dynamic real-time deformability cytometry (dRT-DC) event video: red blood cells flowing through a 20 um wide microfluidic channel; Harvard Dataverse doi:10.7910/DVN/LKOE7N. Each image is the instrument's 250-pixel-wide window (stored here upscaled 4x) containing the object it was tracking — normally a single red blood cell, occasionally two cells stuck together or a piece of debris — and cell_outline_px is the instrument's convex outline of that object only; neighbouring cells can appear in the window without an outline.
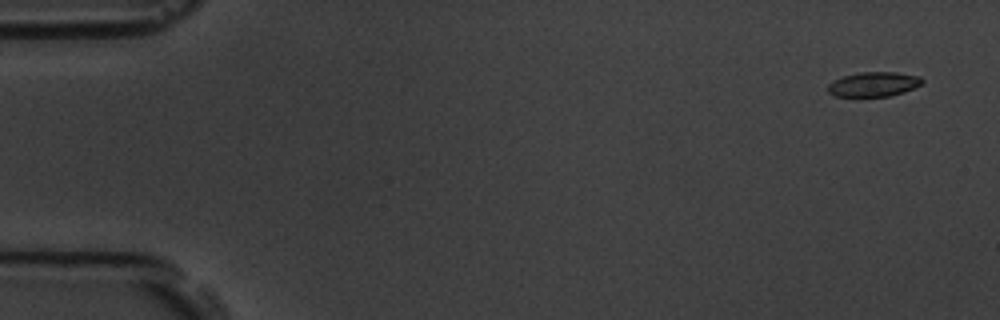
{"species": "common noctule bat (a hibernating species)", "species_latin": "Nyctalus noctula", "temperature_condition": "room temperature", "stored_images_in_passage": 4, "camera_frame_rate_fps": 3000, "um_per_image_px": 0.085, "animal": {"sex": "male", "body_mass_g": 19.5, "forearm_length_mm": 54.6}, "frame": {"image": 1, "passage_image": 1, "time_ms": 0.0, "image_size_px": [1000, 320], "cell_outline_px": [[924, 80], [916, 88], [904, 92], [888, 96], [836, 96], [828, 92], [828, 84], [844, 76], [860, 72], [896, 72], [920, 76]], "centroid_in_image_um": [74.3, 7.16], "position_along_channel_um": 10.7, "area_um2": 13.41}}